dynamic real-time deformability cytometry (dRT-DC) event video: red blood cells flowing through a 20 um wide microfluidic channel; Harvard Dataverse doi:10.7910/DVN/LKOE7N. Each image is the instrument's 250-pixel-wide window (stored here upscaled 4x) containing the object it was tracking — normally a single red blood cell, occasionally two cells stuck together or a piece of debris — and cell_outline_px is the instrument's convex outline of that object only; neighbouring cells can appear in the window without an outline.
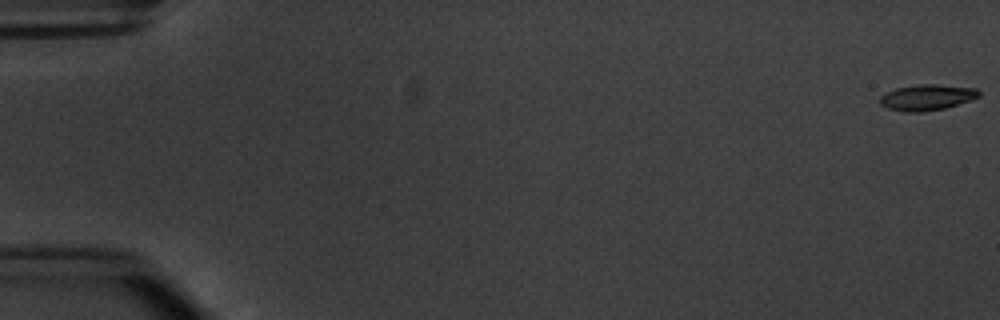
{"species": "common noctule bat (a hibernating species)", "species_latin": "Nyctalus noctula", "temperature_condition": "warm", "stored_images_in_passage": 7, "camera_frame_rate_fps": 3000, "um_per_image_px": 0.085, "animal": {"sex": "male", "body_mass_g": 20.1, "forearm_length_mm": 53.5}, "frame": {"image": 1, "passage_image": 1, "time_ms": 0.0, "image_size_px": [1000, 320], "cell_outline_px": [[980, 96], [944, 108], [920, 112], [904, 112], [888, 108], [880, 104], [880, 96], [884, 92], [896, 88], [920, 84], [936, 84], [976, 88], [980, 92]], "centroid_in_image_um": [78.74, 8.27], "position_along_channel_um": 6.3, "area_um2": 14.8}}